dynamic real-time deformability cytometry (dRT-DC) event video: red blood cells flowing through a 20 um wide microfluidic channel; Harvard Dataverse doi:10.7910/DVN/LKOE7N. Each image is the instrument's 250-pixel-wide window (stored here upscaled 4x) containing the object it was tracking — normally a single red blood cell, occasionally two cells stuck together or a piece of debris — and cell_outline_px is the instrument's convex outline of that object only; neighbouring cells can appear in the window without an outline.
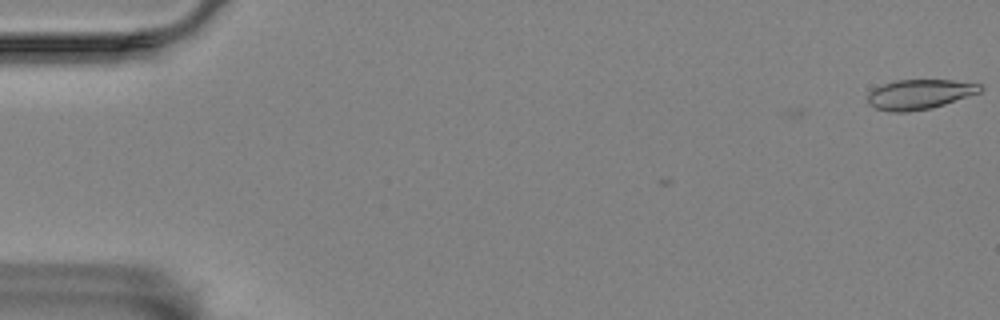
{"species": "Egyptian fruit bat (a non-hibernating species)", "species_latin": "Rousettus aegyptiacus", "temperature_condition": "room temperature", "stored_images_in_passage": 3, "camera_frame_rate_fps": 3000, "um_per_image_px": 0.085, "animal": {"sex": "female"}, "frame": {"image": 1, "passage_image": 1, "time_ms": 0.0, "image_size_px": [1000, 320], "cell_outline_px": [[984, 88], [980, 92], [932, 108], [908, 112], [888, 112], [876, 108], [868, 104], [868, 92], [872, 88], [896, 80], [952, 80], [980, 84]], "centroid_in_image_um": [78.13, 8.02], "position_along_channel_um": 6.9, "area_um2": 19.59}}